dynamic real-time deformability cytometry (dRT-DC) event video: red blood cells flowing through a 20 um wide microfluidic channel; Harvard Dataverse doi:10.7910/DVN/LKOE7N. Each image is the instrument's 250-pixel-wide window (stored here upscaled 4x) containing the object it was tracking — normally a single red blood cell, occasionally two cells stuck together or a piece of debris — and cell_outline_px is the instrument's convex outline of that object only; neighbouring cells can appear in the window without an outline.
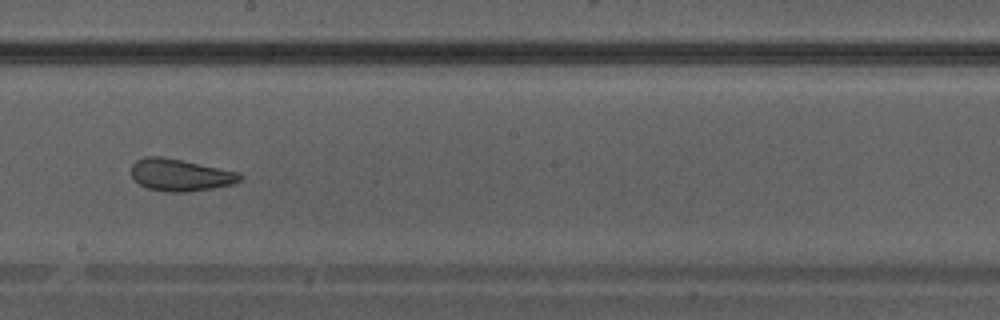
{"species": "Egyptian fruit bat (a non-hibernating species)", "species_latin": "Rousettus aegyptiacus", "temperature_condition": "warm", "stored_images_in_passage": 39, "camera_frame_rate_fps": 3000, "um_per_image_px": 0.085, "animal": {"sex": "male"}, "frame": {"image": 1, "passage_image": 23, "time_ms": 7.333, "image_size_px": [1000, 320], "cell_outline_px": [[244, 176], [240, 180], [232, 184], [212, 188], [188, 192], [168, 192], [148, 188], [140, 184], [132, 176], [132, 164], [136, 160], [144, 156], [160, 156], [240, 172]], "centroid_in_image_um": [15.33, 14.87], "position_along_channel_um": 232.9, "area_um2": 20.17}}